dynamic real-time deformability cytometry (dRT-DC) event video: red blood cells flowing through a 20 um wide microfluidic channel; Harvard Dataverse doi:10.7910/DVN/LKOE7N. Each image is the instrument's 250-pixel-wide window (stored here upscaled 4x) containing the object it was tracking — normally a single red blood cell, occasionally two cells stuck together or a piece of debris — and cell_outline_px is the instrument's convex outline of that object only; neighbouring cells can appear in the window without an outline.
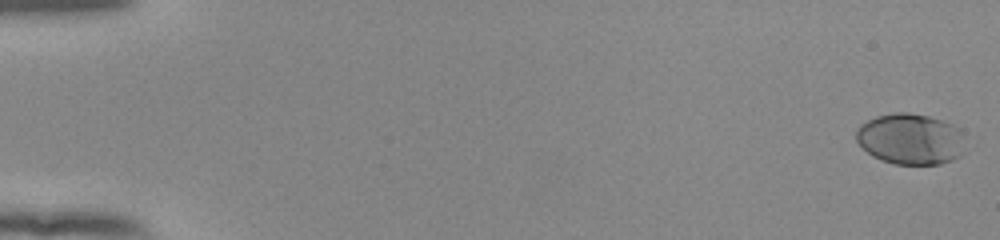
{"species": "human", "species_latin": "Homo sapiens", "temperature_condition": "room temperature", "stored_images_in_passage": 53, "camera_frame_rate_fps": 3000, "um_per_image_px": 0.085, "donor": {"sex": "female"}, "frame": {"image": 1, "passage_image": 1, "time_ms": 0.0, "image_size_px": [1000, 240], "cell_outline_px": [[968, 144], [964, 152], [960, 156], [952, 160], [940, 164], [896, 164], [880, 160], [872, 156], [856, 140], [856, 128], [860, 124], [876, 116], [896, 112], [908, 112], [928, 116], [952, 124], [960, 128], [968, 140]], "centroid_in_image_um": [77.45, 11.82], "position_along_channel_um": 7.5, "area_um2": 33.0}}
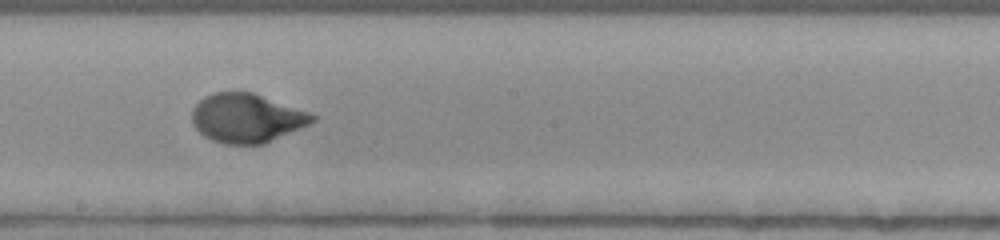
{"frame": {"image": 2, "passage_image": 32, "time_ms": 10.333, "image_size_px": [1000, 240], "cell_outline_px": [[320, 116], [316, 120], [300, 128], [264, 144], [224, 144], [212, 140], [204, 136], [192, 124], [192, 108], [204, 96], [212, 92], [252, 92]], "centroid_in_image_um": [20.95, 10.04], "position_along_channel_um": 227.2, "area_um2": 34.33}}
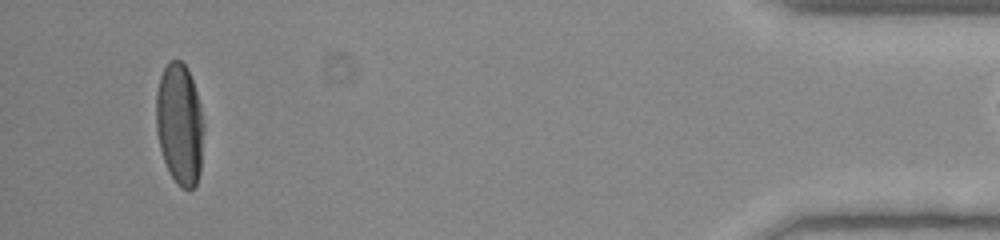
{"frame": {"image": 3, "passage_image": 52, "time_ms": 17.0, "image_size_px": [1000, 240], "cell_outline_px": [[204, 128], [200, 172], [196, 184], [188, 192], [180, 188], [176, 184], [164, 160], [160, 148], [156, 132], [156, 92], [160, 76], [168, 60], [180, 60], [184, 64], [192, 80], [196, 92], [204, 120]], "centroid_in_image_um": [15.27, 10.58], "position_along_channel_um": 419.9, "area_um2": 33.99}}